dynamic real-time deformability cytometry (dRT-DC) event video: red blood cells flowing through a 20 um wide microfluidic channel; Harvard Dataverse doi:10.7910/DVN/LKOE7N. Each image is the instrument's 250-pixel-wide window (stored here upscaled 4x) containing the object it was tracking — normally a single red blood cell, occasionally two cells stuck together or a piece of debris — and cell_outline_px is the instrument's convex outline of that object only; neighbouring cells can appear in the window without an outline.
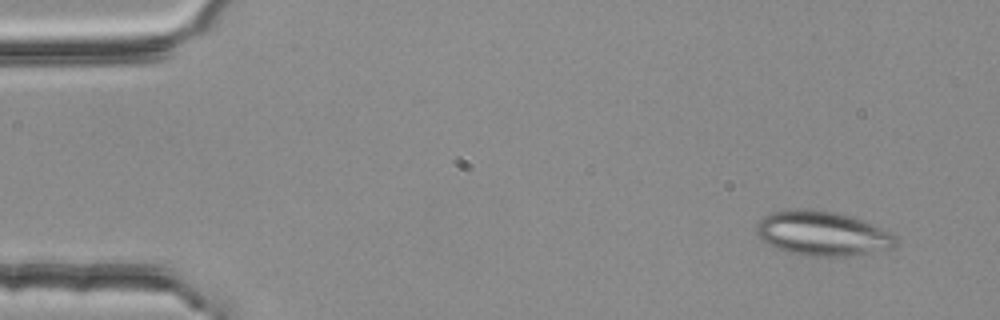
{"species": "common noctule bat (a hibernating species)", "species_latin": "Nyctalus noctula", "temperature_condition": "room temperature", "stored_images_in_passage": 4, "camera_frame_rate_fps": 3000, "um_per_image_px": 0.085, "animal": {"sex": "female", "body_mass_g": 25.1}, "frame": {"image": 1, "passage_image": 1, "time_ms": 0.0, "image_size_px": [1000, 320], "cell_outline_px": [[900, 244], [892, 248], [848, 256], [804, 256], [784, 252], [768, 244], [756, 232], [756, 224], [764, 216], [772, 212], [800, 208], [836, 212], [872, 224], [892, 232], [896, 236]], "centroid_in_image_um": [69.91, 19.86], "position_along_channel_um": 15.1, "area_um2": 36.18}}